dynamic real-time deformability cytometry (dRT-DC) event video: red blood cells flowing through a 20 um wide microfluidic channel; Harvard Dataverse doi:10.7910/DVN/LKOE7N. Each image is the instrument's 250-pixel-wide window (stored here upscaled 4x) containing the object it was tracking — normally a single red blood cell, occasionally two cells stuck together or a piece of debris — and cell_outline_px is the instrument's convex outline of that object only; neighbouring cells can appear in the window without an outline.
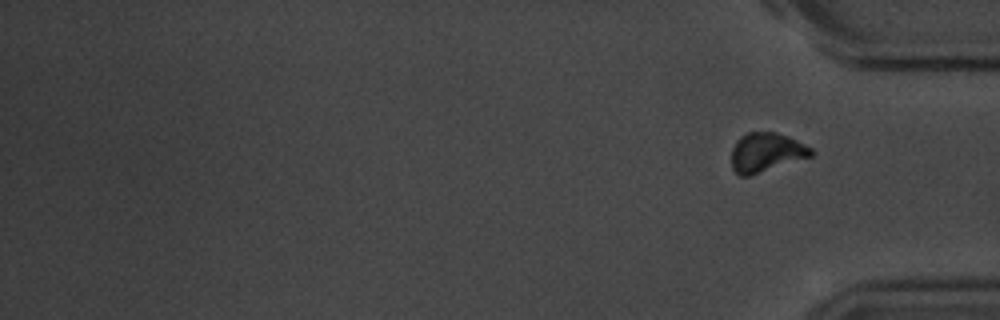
{"species": "common noctule bat (a hibernating species)", "species_latin": "Nyctalus noctula", "temperature_condition": "room temperature", "stored_images_in_passage": 17, "segment_of_instrument_passage": [2, 2], "camera_frame_rate_fps": 3000, "um_per_image_px": 0.085, "animal": {"sex": "male", "body_mass_g": 20.1, "forearm_length_mm": 53.5}, "frame": {"image": 1, "passage_image": 17, "time_ms": 19.667, "image_size_px": [1000, 320], "cell_outline_px": [[816, 152], [812, 156], [748, 176], [740, 176], [732, 168], [732, 148], [736, 140], [740, 136], [748, 132], [776, 132], [788, 136], [812, 148]], "centroid_in_image_um": [65.13, 12.94], "position_along_channel_um": 370.1, "area_um2": 18.15}}